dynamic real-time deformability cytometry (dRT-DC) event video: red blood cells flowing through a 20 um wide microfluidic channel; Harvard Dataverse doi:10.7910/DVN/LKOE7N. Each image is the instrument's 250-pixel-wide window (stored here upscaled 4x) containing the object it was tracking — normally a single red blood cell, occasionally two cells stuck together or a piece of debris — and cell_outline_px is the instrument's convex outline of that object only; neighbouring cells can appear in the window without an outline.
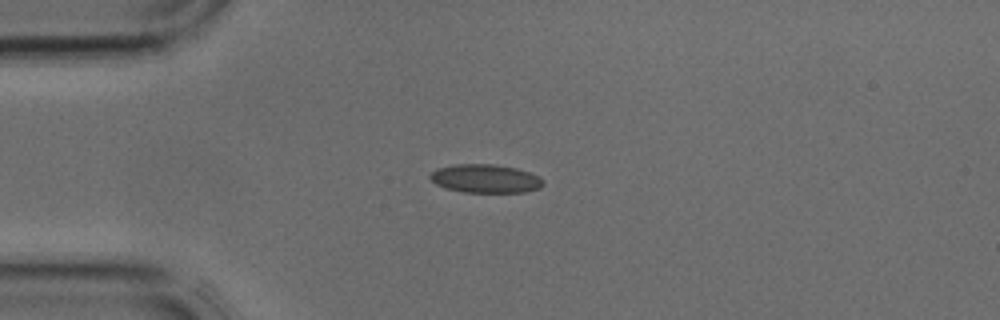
{"species": "common noctule bat (a hibernating species)", "species_latin": "Nyctalus noctula", "temperature_condition": "cold", "stored_images_in_passage": 2, "camera_frame_rate_fps": 3000, "um_per_image_px": 0.085, "animal": {"sex": "male", "body_mass_g": 17.9, "forearm_length_mm": 54.2}, "frame": {"image": 1, "passage_image": 1, "time_ms": 0.0, "image_size_px": [1000, 320], "cell_outline_px": [[544, 184], [540, 188], [524, 192], [464, 192], [444, 188], [436, 184], [428, 176], [436, 168], [456, 164], [492, 164], [516, 168], [540, 176], [544, 180]], "centroid_in_image_um": [41.26, 15.18], "position_along_channel_um": 43.7, "area_um2": 18.84}}